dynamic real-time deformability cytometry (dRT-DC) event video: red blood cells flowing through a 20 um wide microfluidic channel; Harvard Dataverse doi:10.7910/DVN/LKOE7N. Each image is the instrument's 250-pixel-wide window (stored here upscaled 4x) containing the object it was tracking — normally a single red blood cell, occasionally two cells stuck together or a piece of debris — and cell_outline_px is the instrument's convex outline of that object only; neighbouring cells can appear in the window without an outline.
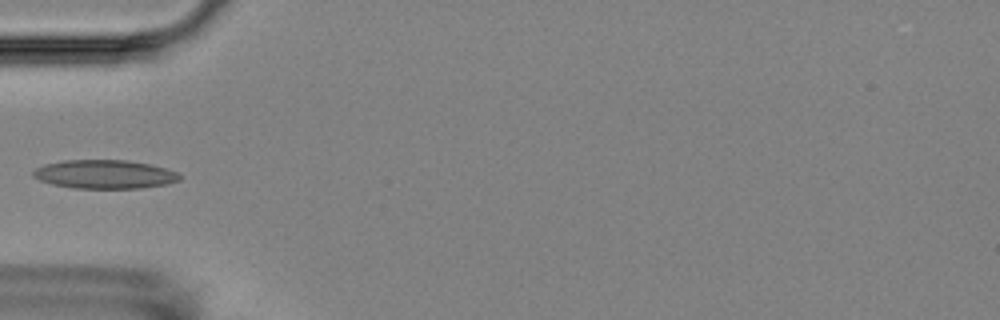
{"species": "Egyptian fruit bat (a non-hibernating species)", "species_latin": "Rousettus aegyptiacus", "temperature_condition": "room temperature", "stored_images_in_passage": 6, "camera_frame_rate_fps": 3000, "um_per_image_px": 0.085, "animal": {"sex": "female"}, "frame": {"image": 1, "passage_image": 6, "time_ms": 5.667, "image_size_px": [1000, 320], "cell_outline_px": [[180, 180], [168, 184], [140, 188], [72, 188], [52, 184], [40, 180], [32, 176], [32, 172], [36, 168], [44, 164], [64, 160], [128, 160], [148, 164], [164, 168], [176, 172], [180, 176]], "centroid_in_image_um": [8.86, 14.81], "position_along_channel_um": 76.1, "area_um2": 24.45}}